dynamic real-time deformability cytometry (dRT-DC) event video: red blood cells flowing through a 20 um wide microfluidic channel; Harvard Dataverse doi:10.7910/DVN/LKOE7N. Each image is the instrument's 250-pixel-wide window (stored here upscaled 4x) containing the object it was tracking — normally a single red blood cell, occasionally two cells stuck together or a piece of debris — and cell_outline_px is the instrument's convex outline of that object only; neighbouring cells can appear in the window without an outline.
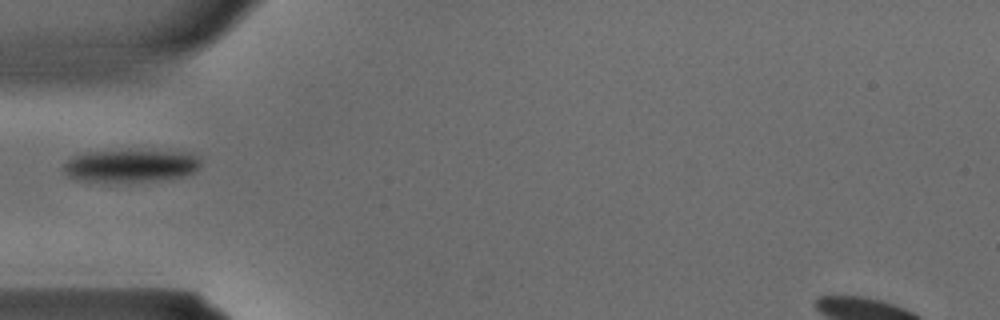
{"species": "common noctule bat (a hibernating species)", "species_latin": "Nyctalus noctula", "temperature_condition": "warm", "stored_images_in_passage": 25, "camera_frame_rate_fps": 3000, "um_per_image_px": 0.085, "animal": {"sex": "male", "body_mass_g": 15.6}, "frame": {"image": 1, "passage_image": 1, "time_ms": 0.0, "image_size_px": [1000, 320], "cell_outline_px": [[200, 168], [196, 172], [172, 180], [80, 180], [68, 176], [60, 168], [68, 160], [76, 156], [88, 152], [192, 152], [200, 156]], "centroid_in_image_um": [11.21, 14.1], "position_along_channel_um": 73.8, "area_um2": 25.37}}
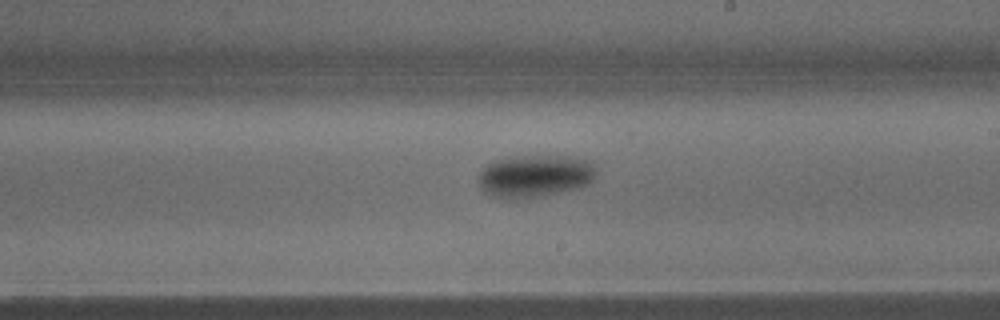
{"frame": {"image": 2, "passage_image": 10, "time_ms": 3.0, "image_size_px": [1000, 320], "cell_outline_px": [[596, 172], [592, 180], [588, 184], [576, 188], [540, 196], [508, 200], [492, 196], [484, 192], [480, 188], [480, 172], [488, 164], [496, 160], [512, 156], [568, 156], [588, 160], [592, 164]], "centroid_in_image_um": [45.44, 14.96], "position_along_channel_um": 243.6, "area_um2": 28.96}}
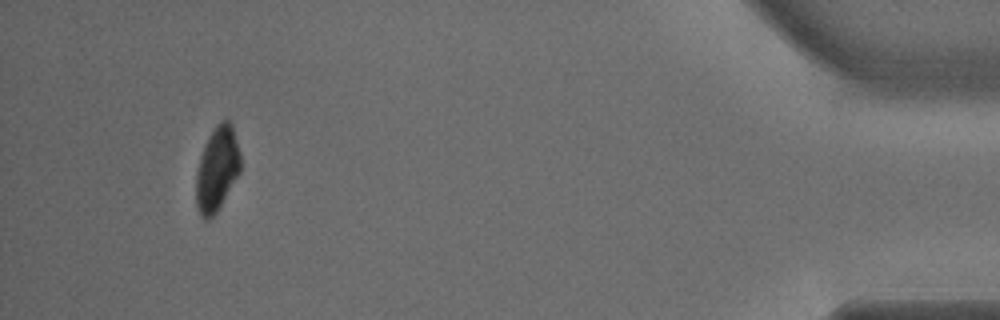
{"frame": {"image": 3, "passage_image": 23, "time_ms": 7.333, "image_size_px": [1000, 320], "cell_outline_px": [[240, 172], [216, 212], [208, 220], [204, 220], [200, 216], [196, 204], [196, 172], [200, 156], [208, 136], [216, 124], [220, 120], [228, 120], [232, 124], [240, 152]], "centroid_in_image_um": [18.44, 14.34], "position_along_channel_um": 416.8, "area_um2": 21.85}}